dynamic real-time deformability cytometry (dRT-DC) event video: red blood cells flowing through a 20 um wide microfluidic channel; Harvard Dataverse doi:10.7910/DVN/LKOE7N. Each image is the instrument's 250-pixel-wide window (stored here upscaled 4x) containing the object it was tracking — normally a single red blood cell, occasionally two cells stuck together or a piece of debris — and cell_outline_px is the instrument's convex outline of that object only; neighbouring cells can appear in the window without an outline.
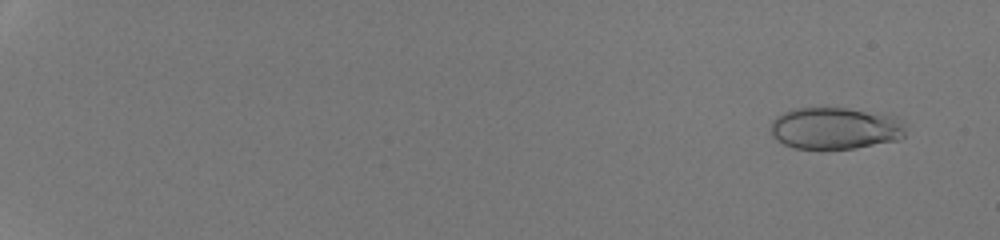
{"species": "human", "species_latin": "Homo sapiens", "temperature_condition": "room temperature", "stored_images_in_passage": 52, "camera_frame_rate_fps": 3000, "um_per_image_px": 0.085, "donor": {"sex": "male"}, "frame": {"image": 1, "passage_image": 4, "time_ms": 1.0, "image_size_px": [1000, 240], "cell_outline_px": [[908, 124], [904, 136], [900, 140], [856, 148], [792, 148], [776, 140], [772, 136], [772, 120], [776, 116], [784, 112], [796, 108], [848, 108], [896, 116], [904, 120]], "centroid_in_image_um": [71.06, 10.9], "position_along_channel_um": 13.9, "area_um2": 33.29}}
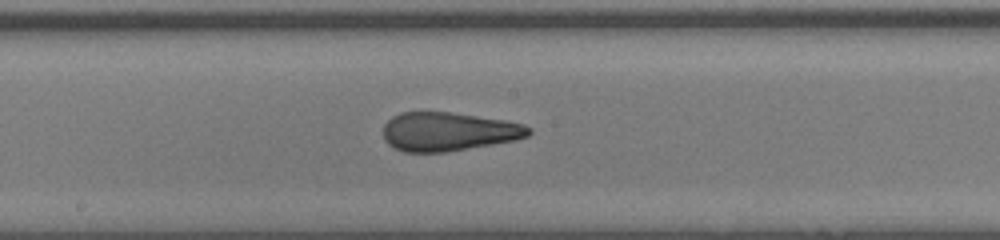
{"frame": {"image": 2, "passage_image": 33, "time_ms": 10.667, "image_size_px": [1000, 240], "cell_outline_px": [[532, 132], [528, 136], [516, 140], [448, 152], [404, 152], [388, 144], [384, 140], [384, 124], [392, 116], [400, 112], [448, 112], [504, 120], [524, 124], [532, 128]], "centroid_in_image_um": [38.12, 11.19], "position_along_channel_um": 210.1, "area_um2": 32.89}}
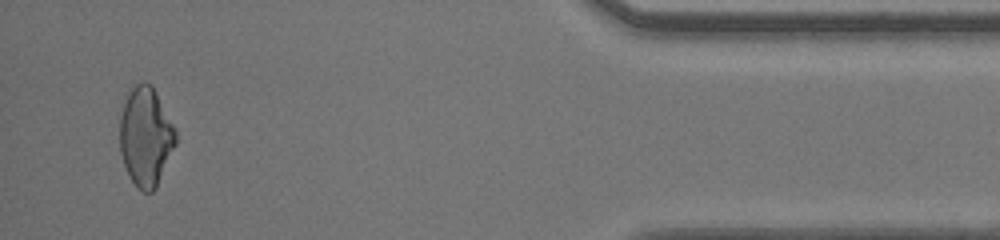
{"frame": {"image": 3, "passage_image": 51, "time_ms": 16.667, "image_size_px": [1000, 240], "cell_outline_px": [[176, 144], [156, 188], [152, 192], [144, 192], [136, 188], [124, 164], [120, 152], [120, 116], [124, 104], [132, 88], [136, 84], [144, 80], [152, 84], [176, 128]], "centroid_in_image_um": [12.4, 11.61], "position_along_channel_um": 422.8, "area_um2": 32.31}, "authors_computed_cell_mechanics": {"area_um2": 32.8882, "velocity_mm_per_s": 4.3442, "shape_relaxation_time_tau1_ms": 7.0138, "shape_relaxation_time_tau2_ms": 0.7861, "deformation_change_tau1": 0.2388, "deformation_change_tau2": 0.1023}}